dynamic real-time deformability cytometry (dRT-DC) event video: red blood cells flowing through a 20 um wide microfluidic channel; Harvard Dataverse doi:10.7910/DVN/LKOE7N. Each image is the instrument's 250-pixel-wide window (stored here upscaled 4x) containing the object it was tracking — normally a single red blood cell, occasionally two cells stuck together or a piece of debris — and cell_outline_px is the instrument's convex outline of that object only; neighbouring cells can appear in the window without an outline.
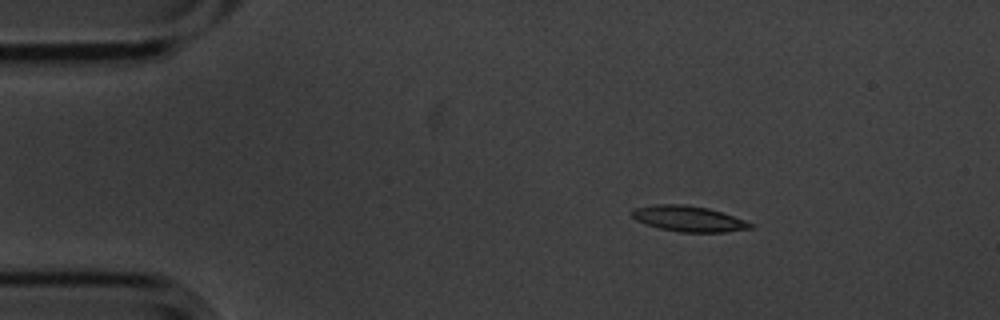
{"species": "common noctule bat (a hibernating species)", "species_latin": "Nyctalus noctula", "temperature_condition": "cold", "stored_images_in_passage": 4, "camera_frame_rate_fps": 3000, "um_per_image_px": 0.085, "animal": {"sex": "male", "body_mass_g": 20.1, "forearm_length_mm": 53.5}, "frame": {"image": 1, "passage_image": 2, "time_ms": 0.333, "image_size_px": [1000, 320], "cell_outline_px": [[752, 228], [724, 232], [680, 232], [660, 228], [636, 220], [632, 216], [632, 208], [652, 204], [680, 204], [708, 208], [744, 220], [752, 224]], "centroid_in_image_um": [58.48, 18.58], "position_along_channel_um": 26.5, "area_um2": 17.46}}